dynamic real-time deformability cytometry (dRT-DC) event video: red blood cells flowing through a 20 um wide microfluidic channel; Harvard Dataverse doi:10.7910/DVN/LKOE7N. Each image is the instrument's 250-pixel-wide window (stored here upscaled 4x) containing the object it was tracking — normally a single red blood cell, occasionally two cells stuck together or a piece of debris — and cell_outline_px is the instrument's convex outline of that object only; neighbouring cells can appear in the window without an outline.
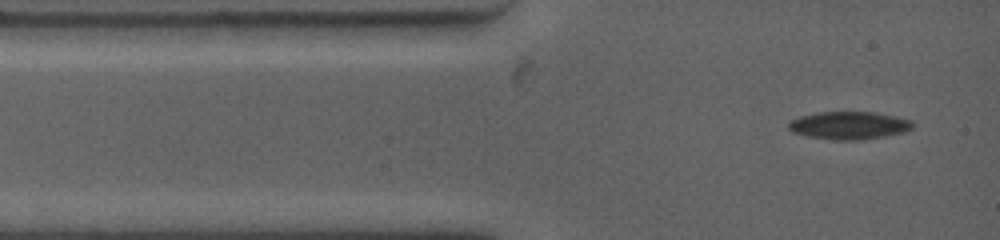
{"species": "common noctule bat (a hibernating species)", "species_latin": "Nyctalus noctula", "temperature_condition": "warm", "stored_images_in_passage": 4, "camera_frame_rate_fps": 4500, "um_per_image_px": 0.085, "animal": {"sex": "female", "body_mass_g": 19.0, "forearm_length_mm": 53.3}, "frame": {"image": 1, "passage_image": 1, "time_ms": 0.0, "image_size_px": [1000, 240], "cell_outline_px": [[912, 128], [904, 132], [884, 136], [860, 140], [836, 140], [808, 136], [792, 132], [788, 128], [788, 124], [792, 120], [800, 116], [820, 112], [872, 112], [896, 116], [912, 120]], "centroid_in_image_um": [72.17, 10.66], "position_along_channel_um": 12.8, "area_um2": 19.94}}
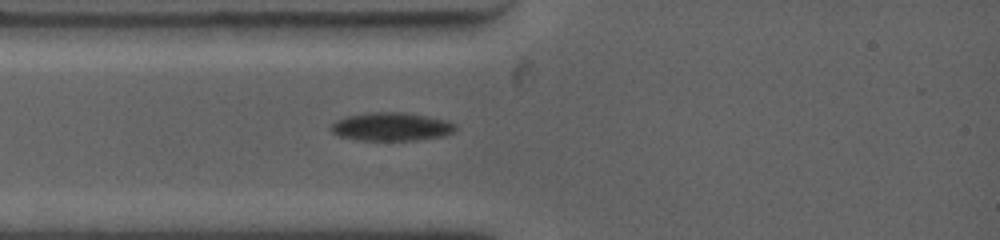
{"frame": {"image": 2, "passage_image": 4, "time_ms": 1.778, "image_size_px": [1000, 240], "cell_outline_px": [[456, 128], [452, 132], [444, 136], [416, 140], [356, 140], [340, 136], [332, 132], [328, 128], [336, 120], [348, 116], [368, 112], [404, 112], [448, 120], [456, 124]], "centroid_in_image_um": [33.26, 10.77], "position_along_channel_um": 51.7, "area_um2": 20.63}}